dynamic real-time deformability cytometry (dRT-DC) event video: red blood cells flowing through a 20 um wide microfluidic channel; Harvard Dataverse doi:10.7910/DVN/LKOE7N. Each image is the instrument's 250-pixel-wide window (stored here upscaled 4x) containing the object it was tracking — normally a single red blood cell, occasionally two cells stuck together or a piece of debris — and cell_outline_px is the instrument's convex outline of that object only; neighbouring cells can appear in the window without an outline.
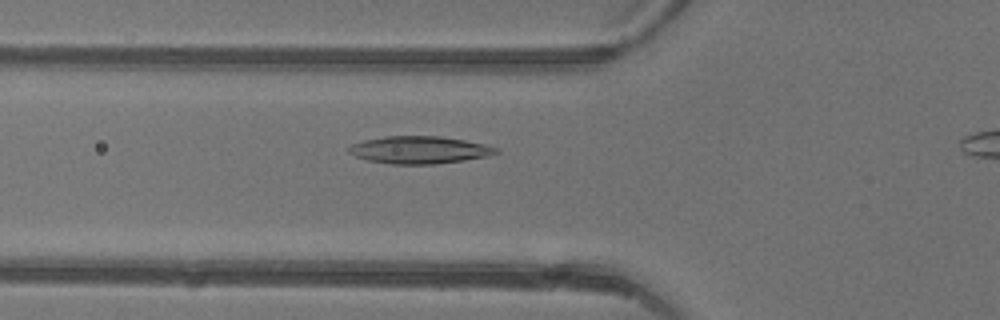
{"species": "common noctule bat (a hibernating species)", "species_latin": "Nyctalus noctula", "temperature_condition": "warm", "stored_images_in_passage": 33, "camera_frame_rate_fps": 3000, "um_per_image_px": 0.085, "animal": {"sex": "female"}, "frame": {"image": 1, "passage_image": 8, "time_ms": 2.333, "image_size_px": [1000, 320], "cell_outline_px": [[500, 152], [488, 156], [464, 160], [432, 164], [392, 164], [368, 160], [356, 156], [348, 152], [348, 148], [352, 144], [364, 140], [384, 136], [440, 136], [464, 140], [484, 144], [500, 148]], "centroid_in_image_um": [35.67, 12.74], "position_along_channel_um": 90.1, "area_um2": 23.47}}
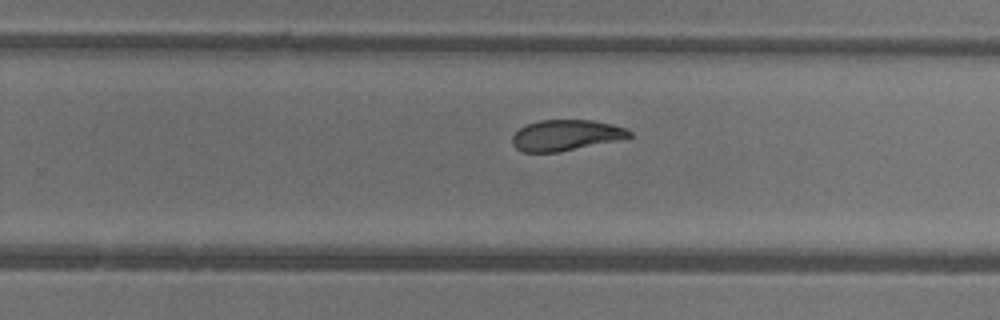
{"frame": {"image": 2, "passage_image": 21, "time_ms": 6.667, "image_size_px": [1000, 320], "cell_outline_px": [[632, 136], [624, 140], [560, 152], [524, 152], [516, 148], [512, 144], [512, 136], [520, 128], [528, 124], [540, 120], [592, 120], [612, 124], [624, 128], [632, 132]], "centroid_in_image_um": [48.15, 11.51], "position_along_channel_um": 281.7, "area_um2": 21.27}}
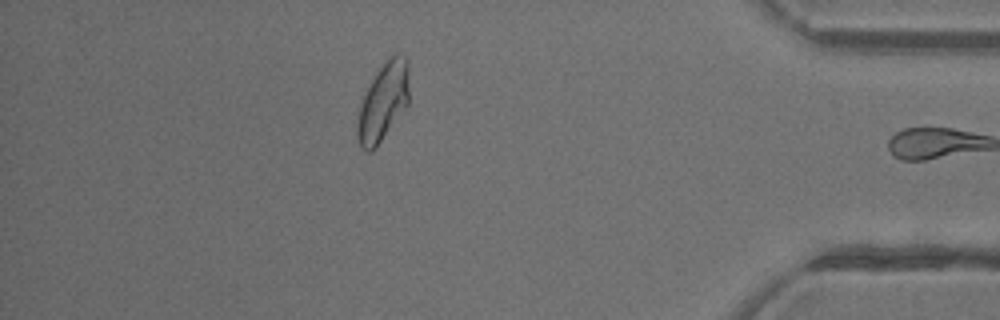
{"frame": {"image": 3, "passage_image": 32, "time_ms": 10.333, "image_size_px": [1000, 320], "cell_outline_px": [[408, 104], [376, 148], [372, 152], [364, 152], [360, 144], [356, 132], [356, 128], [360, 104], [364, 92], [376, 72], [396, 52], [400, 52], [408, 60]], "centroid_in_image_um": [32.55, 8.68], "position_along_channel_um": 402.6, "area_um2": 23.52}, "authors_computed_cell_mechanics": {"area_um2": 22.4264, "velocity_mm_per_s": 4.4168, "shape_relaxation_time_tau1_ms": 8.9999, "shape_relaxation_time_tau2_ms": 2.1631, "deformation_change_tau1": 0.2399, "deformation_change_tau2": 0.0691}}